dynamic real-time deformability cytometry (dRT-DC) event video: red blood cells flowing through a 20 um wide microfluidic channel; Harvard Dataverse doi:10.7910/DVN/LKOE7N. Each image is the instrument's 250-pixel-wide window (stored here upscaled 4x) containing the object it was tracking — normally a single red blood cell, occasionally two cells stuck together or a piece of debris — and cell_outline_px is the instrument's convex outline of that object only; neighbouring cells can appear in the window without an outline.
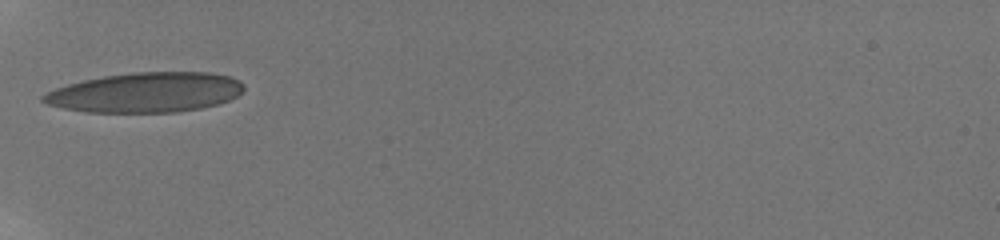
{"species": "human", "species_latin": "Homo sapiens", "temperature_condition": "room temperature", "stored_images_in_passage": 2, "camera_frame_rate_fps": 3000, "um_per_image_px": 0.085, "donor": {"sex": "male"}, "frame": {"image": 1, "passage_image": 1, "time_ms": 0.0, "image_size_px": [1000, 240], "cell_outline_px": [[244, 88], [236, 96], [228, 100], [216, 104], [200, 108], [176, 112], [84, 112], [64, 108], [48, 104], [40, 100], [40, 96], [56, 88], [68, 84], [84, 80], [104, 76], [132, 72], [212, 72], [228, 76], [240, 80], [244, 84]], "centroid_in_image_um": [12.38, 7.85], "position_along_channel_um": 72.6, "area_um2": 46.53}}